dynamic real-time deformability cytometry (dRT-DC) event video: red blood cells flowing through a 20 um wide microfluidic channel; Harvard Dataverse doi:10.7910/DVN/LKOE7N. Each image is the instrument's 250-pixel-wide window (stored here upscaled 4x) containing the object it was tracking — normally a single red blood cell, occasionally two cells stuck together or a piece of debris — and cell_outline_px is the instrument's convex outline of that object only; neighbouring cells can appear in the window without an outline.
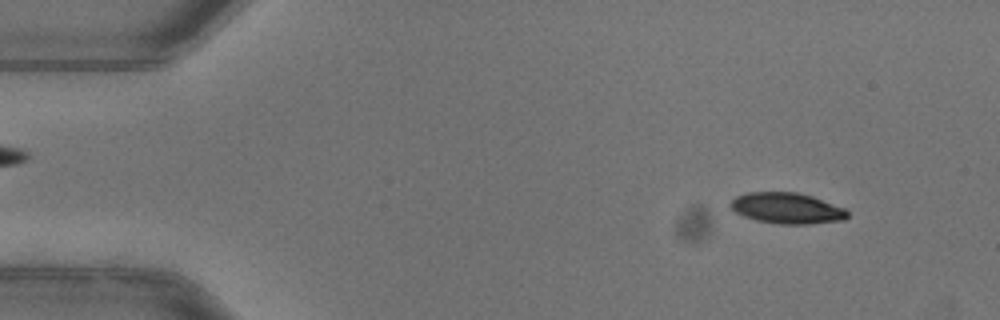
{"species": "common noctule bat (a hibernating species)", "species_latin": "Nyctalus noctula", "temperature_condition": "warm", "stored_images_in_passage": 52, "camera_frame_rate_fps": 3000, "um_per_image_px": 0.085, "animal": {"sex": "female"}, "frame": {"image": 1, "passage_image": 5, "time_ms": 1.333, "image_size_px": [1000, 320], "cell_outline_px": [[848, 216], [844, 220], [808, 224], [780, 224], [756, 220], [744, 216], [736, 212], [728, 204], [736, 196], [744, 192], [796, 192], [812, 196], [844, 208], [848, 212]], "centroid_in_image_um": [66.87, 17.69], "position_along_channel_um": 18.1, "area_um2": 21.04}}
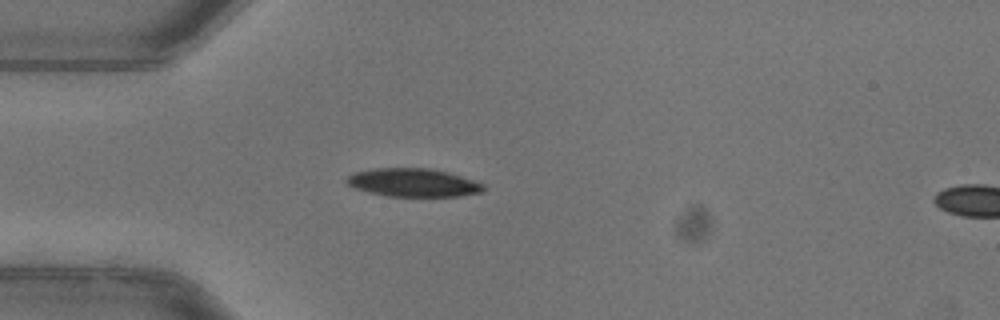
{"frame": {"image": 2, "passage_image": 14, "time_ms": 4.333, "image_size_px": [1000, 320], "cell_outline_px": [[484, 192], [460, 196], [388, 196], [352, 188], [344, 180], [348, 176], [356, 172], [372, 168], [428, 168], [448, 172], [484, 184]], "centroid_in_image_um": [35.11, 15.52], "position_along_channel_um": 49.9, "area_um2": 22.48}}
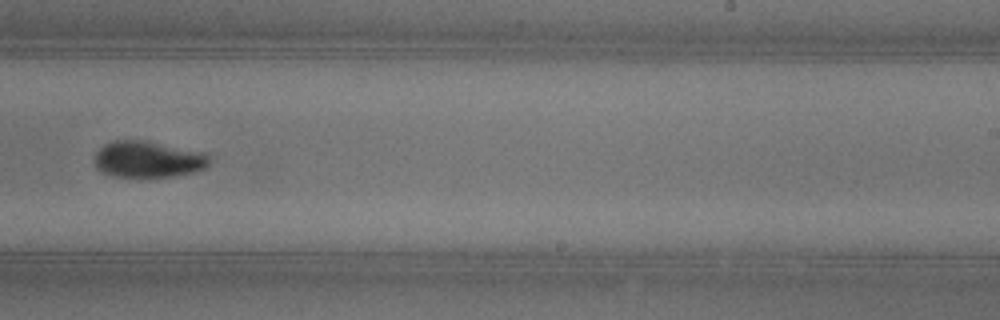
{"frame": {"image": 3, "passage_image": 32, "time_ms": 10.333, "image_size_px": [1000, 320], "cell_outline_px": [[208, 164], [204, 168], [196, 172], [176, 176], [112, 176], [96, 168], [96, 152], [104, 144], [112, 140], [144, 140], [204, 152], [208, 156]], "centroid_in_image_um": [12.58, 13.53], "position_along_channel_um": 276.4, "area_um2": 24.16}, "authors_computed_cell_mechanics": {"area_um2": 23.0333, "velocity_mm_per_s": 3.9635, "shape_relaxation_time_tau1_ms": 4.0248, "shape_relaxation_time_tau2_ms": 3.7202, "deformation_change_tau1": 0.1722, "deformation_change_tau2": 0.0621}}